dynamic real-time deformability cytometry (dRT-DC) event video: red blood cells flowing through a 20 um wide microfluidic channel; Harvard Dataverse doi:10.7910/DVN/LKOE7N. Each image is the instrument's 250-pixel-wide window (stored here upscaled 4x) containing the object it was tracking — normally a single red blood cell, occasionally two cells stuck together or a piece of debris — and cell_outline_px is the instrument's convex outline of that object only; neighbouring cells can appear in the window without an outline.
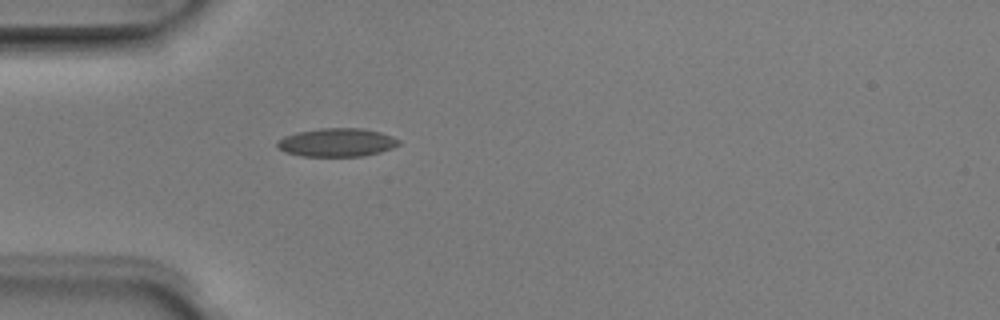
{"species": "Egyptian fruit bat (a non-hibernating species)", "species_latin": "Rousettus aegyptiacus", "temperature_condition": "room temperature", "stored_images_in_passage": 5, "camera_frame_rate_fps": 3000, "um_per_image_px": 0.085, "animal": {"sex": "male"}, "frame": {"image": 1, "passage_image": 5, "time_ms": 1.333, "image_size_px": [1000, 320], "cell_outline_px": [[400, 144], [392, 148], [380, 152], [364, 156], [300, 156], [284, 152], [276, 148], [276, 144], [284, 136], [296, 132], [320, 128], [364, 128], [380, 132], [392, 136], [400, 140]], "centroid_in_image_um": [28.62, 12.11], "position_along_channel_um": 56.4, "area_um2": 20.29}}